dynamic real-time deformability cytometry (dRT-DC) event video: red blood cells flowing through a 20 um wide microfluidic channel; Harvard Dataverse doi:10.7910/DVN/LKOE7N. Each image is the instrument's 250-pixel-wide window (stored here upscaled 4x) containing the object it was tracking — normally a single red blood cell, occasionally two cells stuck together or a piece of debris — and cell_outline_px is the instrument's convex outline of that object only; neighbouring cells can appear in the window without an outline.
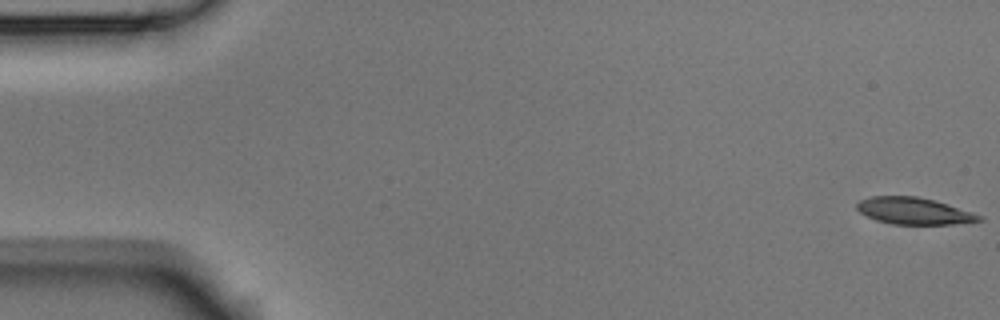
{"species": "Egyptian fruit bat (a non-hibernating species)", "species_latin": "Rousettus aegyptiacus", "temperature_condition": "room temperature", "stored_images_in_passage": 5, "camera_frame_rate_fps": 3000, "um_per_image_px": 0.085, "animal": {"sex": "male"}, "frame": {"image": 1, "passage_image": 1, "time_ms": 0.0, "image_size_px": [1000, 320], "cell_outline_px": [[984, 220], [952, 224], [892, 224], [876, 220], [860, 212], [856, 208], [856, 204], [860, 200], [868, 196], [916, 196], [932, 200], [972, 212], [984, 216]], "centroid_in_image_um": [77.66, 17.93], "position_along_channel_um": 7.3, "area_um2": 18.9}}
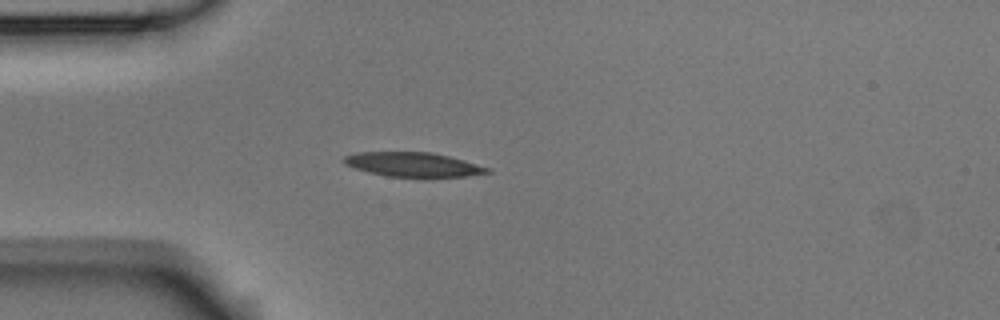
{"frame": {"image": 2, "passage_image": 5, "time_ms": 1.333, "image_size_px": [1000, 320], "cell_outline_px": [[492, 172], [468, 176], [428, 180], [424, 180], [388, 176], [368, 172], [344, 164], [340, 160], [344, 156], [360, 152], [432, 152], [464, 160], [492, 168]], "centroid_in_image_um": [35.19, 14.03], "position_along_channel_um": 49.8, "area_um2": 21.39}}